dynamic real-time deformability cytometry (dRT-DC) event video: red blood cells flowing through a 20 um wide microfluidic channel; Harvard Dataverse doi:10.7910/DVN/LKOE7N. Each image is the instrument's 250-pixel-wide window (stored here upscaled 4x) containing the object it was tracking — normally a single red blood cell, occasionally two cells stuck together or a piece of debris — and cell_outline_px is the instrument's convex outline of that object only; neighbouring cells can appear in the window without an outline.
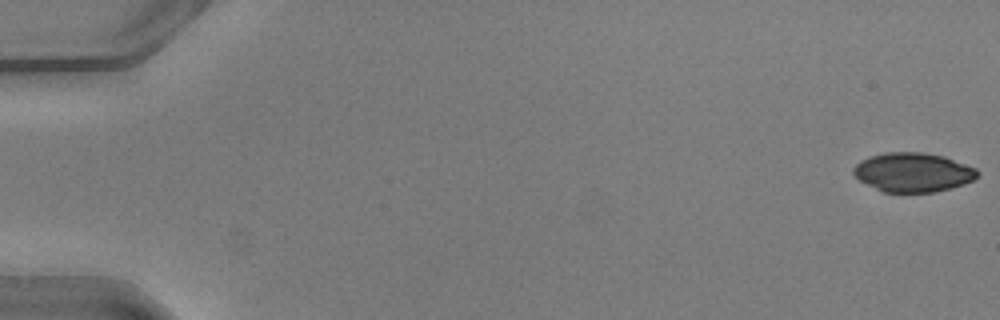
{"species": "common noctule bat (a hibernating species)", "species_latin": "Nyctalus noctula", "temperature_condition": "warm", "stored_images_in_passage": 50, "camera_frame_rate_fps": 3000, "um_per_image_px": 0.085, "animal": {"sex": "male", "body_mass_g": 20.5, "forearm_length_mm": 52.5}, "frame": {"image": 1, "passage_image": 1, "time_ms": 0.0, "image_size_px": [1000, 320], "cell_outline_px": [[980, 172], [972, 180], [964, 184], [952, 188], [936, 192], [884, 192], [860, 180], [852, 172], [852, 168], [860, 160], [884, 152], [920, 152], [944, 156], [976, 168]], "centroid_in_image_um": [77.61, 14.64], "position_along_channel_um": 7.4, "area_um2": 28.21}}
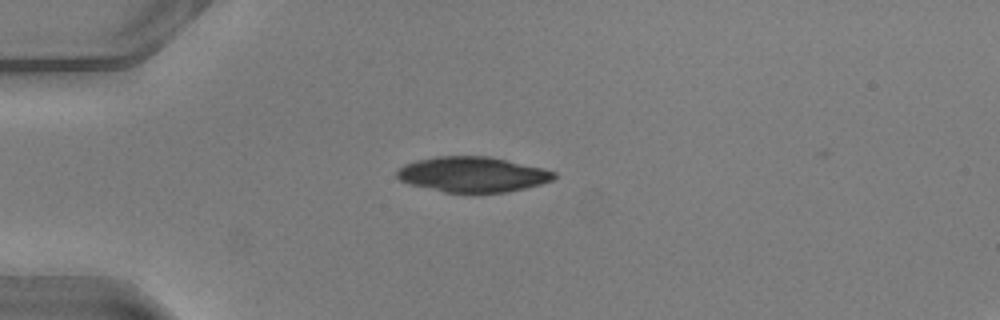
{"frame": {"image": 2, "passage_image": 14, "time_ms": 4.333, "image_size_px": [1000, 320], "cell_outline_px": [[556, 176], [552, 180], [540, 184], [508, 192], [444, 192], [408, 184], [400, 180], [396, 176], [396, 172], [404, 164], [416, 160], [436, 156], [488, 156], [544, 168], [556, 172]], "centroid_in_image_um": [40.15, 14.82], "position_along_channel_um": 44.8, "area_um2": 32.25}}
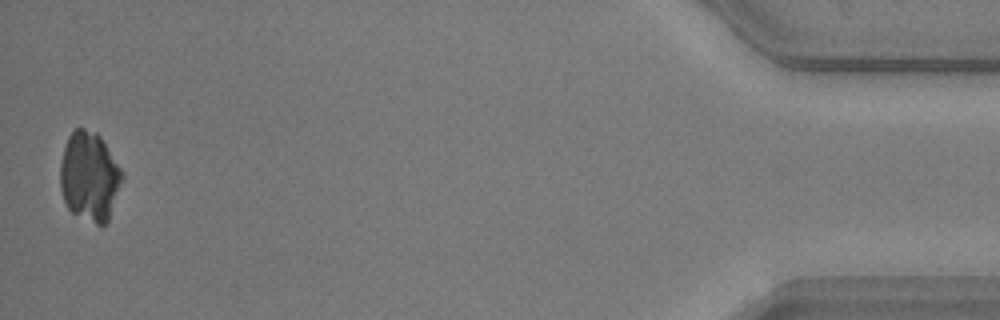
{"frame": {"image": 3, "passage_image": 50, "time_ms": 16.333, "image_size_px": [1000, 320], "cell_outline_px": [[124, 176], [108, 220], [100, 228], [72, 212], [68, 208], [64, 200], [60, 188], [60, 164], [64, 148], [68, 136], [76, 128], [84, 128], [96, 132], [100, 136], [120, 168]], "centroid_in_image_um": [7.59, 15.02], "position_along_channel_um": 427.6, "area_um2": 32.19}}